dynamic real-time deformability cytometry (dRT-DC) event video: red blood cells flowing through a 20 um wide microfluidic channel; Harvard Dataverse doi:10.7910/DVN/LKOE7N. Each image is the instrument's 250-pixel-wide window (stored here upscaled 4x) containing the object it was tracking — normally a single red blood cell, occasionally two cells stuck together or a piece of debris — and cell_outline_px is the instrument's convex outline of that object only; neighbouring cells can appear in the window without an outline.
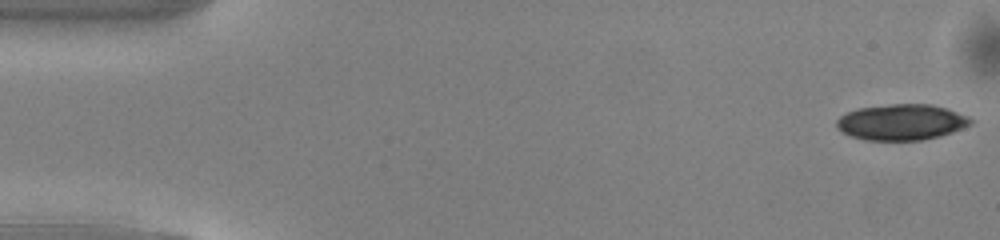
{"species": "common noctule bat (a hibernating species)", "species_latin": "Nyctalus noctula", "temperature_condition": "warm", "stored_images_in_passage": 49, "camera_frame_rate_fps": 3000, "um_per_image_px": 0.085, "animal": {"sex": "male", "body_mass_g": 13.0, "forearm_length_mm": 53.1}, "frame": {"image": 1, "passage_image": 1, "time_ms": 0.0, "image_size_px": [1000, 240], "cell_outline_px": [[972, 124], [952, 132], [940, 136], [920, 140], [864, 140], [852, 136], [836, 128], [836, 120], [840, 116], [856, 108], [892, 104], [932, 104], [968, 116], [972, 120]], "centroid_in_image_um": [76.6, 10.38], "position_along_channel_um": 8.4, "area_um2": 27.92}}
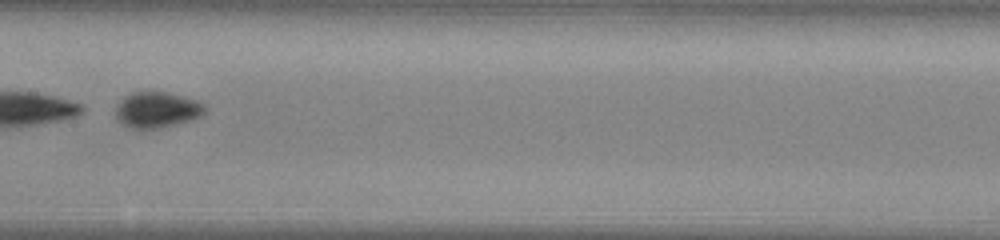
{"frame": {"image": 2, "passage_image": 25, "time_ms": 8.0, "image_size_px": [1000, 240], "cell_outline_px": [[208, 108], [200, 116], [192, 120], [160, 128], [132, 128], [116, 120], [116, 108], [120, 100], [124, 96], [132, 92], [164, 92], [184, 96], [200, 100]], "centroid_in_image_um": [13.38, 9.32], "position_along_channel_um": 194.0, "area_um2": 18.73}}
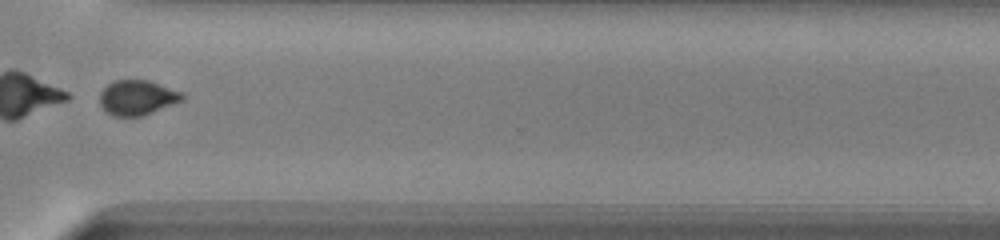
{"frame": {"image": 3, "passage_image": 37, "time_ms": 12.0, "image_size_px": [1000, 240], "cell_outline_px": [[184, 100], [144, 116], [112, 116], [104, 112], [100, 104], [100, 92], [108, 84], [116, 80], [148, 80], [184, 92]], "centroid_in_image_um": [11.68, 8.31], "position_along_channel_um": 358.9, "area_um2": 17.05}}